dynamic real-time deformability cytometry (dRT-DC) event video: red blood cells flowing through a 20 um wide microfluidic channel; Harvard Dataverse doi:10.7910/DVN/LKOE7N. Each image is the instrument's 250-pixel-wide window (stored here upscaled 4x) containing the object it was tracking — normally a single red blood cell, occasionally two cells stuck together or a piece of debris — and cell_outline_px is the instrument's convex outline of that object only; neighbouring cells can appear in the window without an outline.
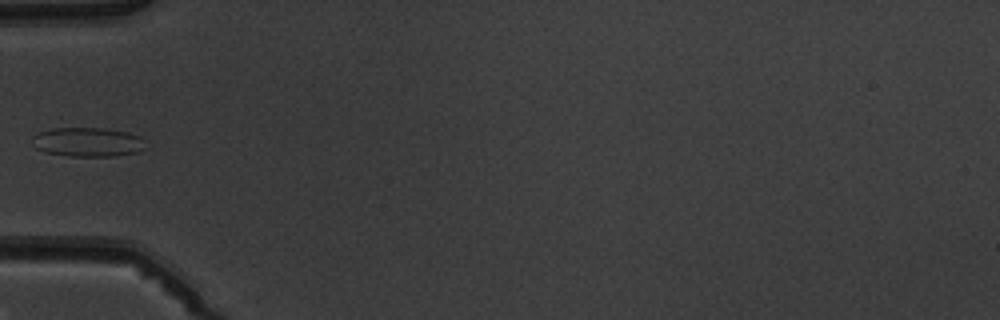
{"species": "common noctule bat (a hibernating species)", "species_latin": "Nyctalus noctula", "temperature_condition": "warm", "stored_images_in_passage": 6, "camera_frame_rate_fps": 3000, "um_per_image_px": 0.085, "animal": {"sex": "male", "body_mass_g": 19.5, "forearm_length_mm": 54.6}, "frame": {"image": 1, "passage_image": 5, "time_ms": 5.667, "image_size_px": [1000, 320], "cell_outline_px": [[148, 148], [136, 152], [116, 156], [72, 156], [44, 152], [36, 148], [32, 136], [40, 132], [52, 128], [104, 128], [128, 132], [140, 136]], "centroid_in_image_um": [7.5, 12.07], "position_along_channel_um": 77.5, "area_um2": 19.31}}
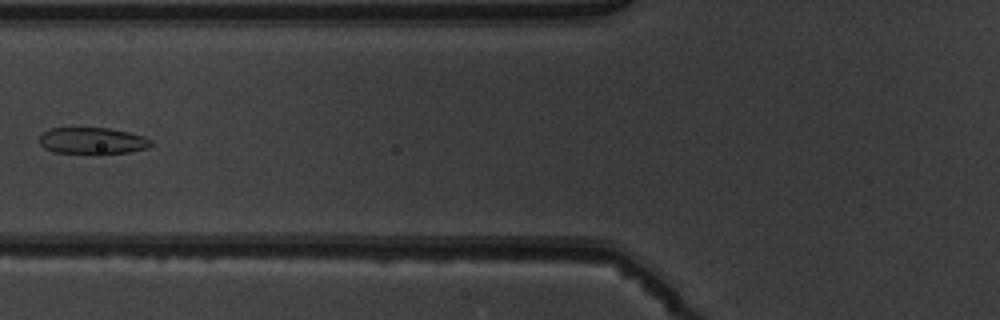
{"frame": {"image": 2, "passage_image": 6, "time_ms": 6.667, "image_size_px": [1000, 320], "cell_outline_px": [[152, 144], [148, 148], [128, 152], [96, 156], [52, 152], [44, 148], [40, 144], [40, 136], [44, 132], [52, 128], [108, 128], [128, 132], [144, 136], [152, 140]], "centroid_in_image_um": [7.86, 12.01], "position_along_channel_um": 117.9, "area_um2": 17.92}}